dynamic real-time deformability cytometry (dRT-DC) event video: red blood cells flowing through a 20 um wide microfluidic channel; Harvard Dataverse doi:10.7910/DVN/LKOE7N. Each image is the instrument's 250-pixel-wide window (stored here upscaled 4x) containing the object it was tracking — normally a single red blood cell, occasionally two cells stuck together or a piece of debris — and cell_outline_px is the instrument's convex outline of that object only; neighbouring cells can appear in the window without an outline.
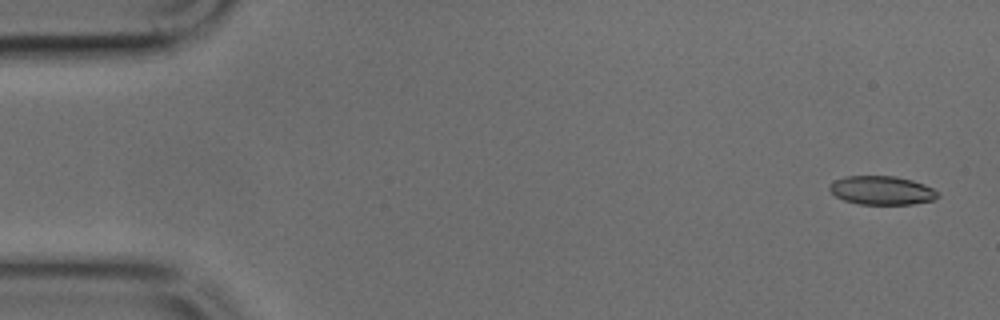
{"species": "common noctule bat (a hibernating species)", "species_latin": "Nyctalus noctula", "temperature_condition": "cold", "stored_images_in_passage": 48, "camera_frame_rate_fps": 3000, "um_per_image_px": 0.085, "animal": {"sex": "male", "body_mass_g": 17.9, "forearm_length_mm": 54.2}, "frame": {"image": 1, "passage_image": 2, "time_ms": 0.333, "image_size_px": [1000, 320], "cell_outline_px": [[940, 196], [932, 200], [912, 204], [860, 204], [844, 200], [836, 196], [828, 188], [836, 180], [844, 176], [896, 176], [912, 180], [924, 184], [932, 188]], "centroid_in_image_um": [74.96, 16.18], "position_along_channel_um": 10.0, "area_um2": 17.92}}
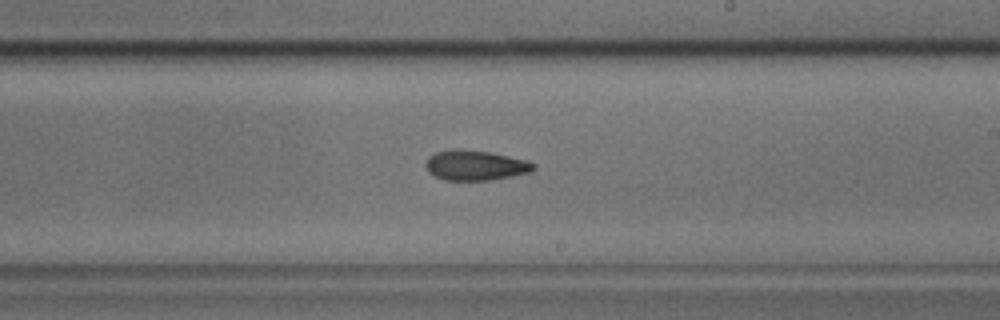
{"frame": {"image": 2, "passage_image": 28, "time_ms": 9.0, "image_size_px": [1000, 320], "cell_outline_px": [[536, 168], [532, 172], [492, 180], [444, 180], [428, 172], [424, 164], [428, 156], [436, 152], [456, 148], [488, 152], [528, 160], [536, 164]], "centroid_in_image_um": [40.41, 14.05], "position_along_channel_um": 248.6, "area_um2": 19.07}}
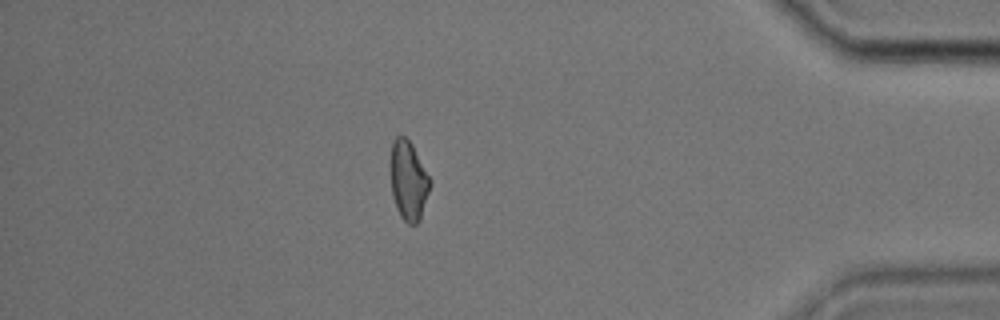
{"frame": {"image": 3, "passage_image": 42, "time_ms": 13.667, "image_size_px": [1000, 320], "cell_outline_px": [[432, 184], [420, 220], [416, 224], [408, 224], [400, 216], [396, 208], [392, 196], [392, 140], [396, 136], [404, 136], [412, 144], [432, 180]], "centroid_in_image_um": [34.76, 15.38], "position_along_channel_um": 400.4, "area_um2": 18.21}}